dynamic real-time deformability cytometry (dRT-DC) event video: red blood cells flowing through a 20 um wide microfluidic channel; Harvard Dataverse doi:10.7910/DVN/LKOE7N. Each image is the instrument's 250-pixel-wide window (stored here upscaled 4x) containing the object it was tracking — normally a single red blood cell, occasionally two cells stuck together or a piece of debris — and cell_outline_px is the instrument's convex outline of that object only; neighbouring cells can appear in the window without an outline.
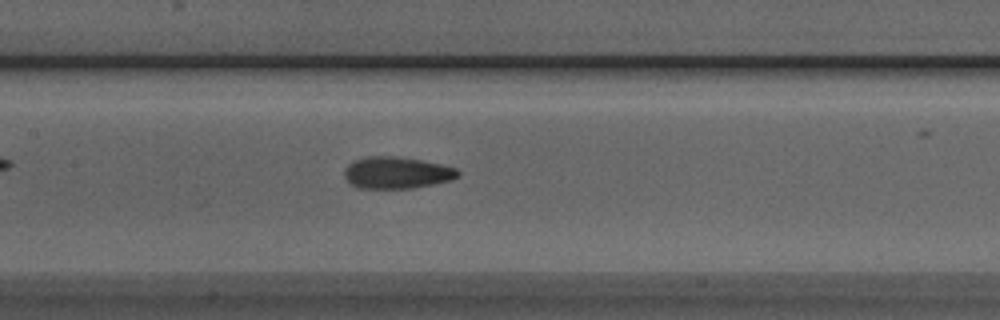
{"species": "Egyptian fruit bat (a non-hibernating species)", "species_latin": "Rousettus aegyptiacus", "temperature_condition": "room temperature", "stored_images_in_passage": 36, "camera_frame_rate_fps": 3000, "um_per_image_px": 0.085, "animal": {"sex": "male"}, "frame": {"image": 1, "passage_image": 13, "time_ms": 4.0, "image_size_px": [1000, 320], "cell_outline_px": [[460, 176], [452, 180], [412, 188], [356, 188], [344, 176], [344, 168], [352, 160], [364, 156], [396, 156], [420, 160], [440, 164], [456, 168], [460, 172]], "centroid_in_image_um": [33.7, 14.67], "position_along_channel_um": 173.7, "area_um2": 21.15}}
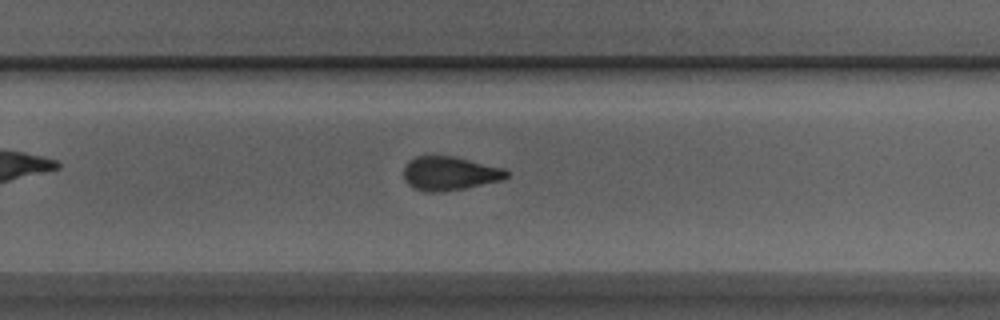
{"frame": {"image": 2, "passage_image": 22, "time_ms": 7.0, "image_size_px": [1000, 320], "cell_outline_px": [[508, 176], [504, 180], [464, 188], [440, 192], [428, 192], [416, 188], [408, 184], [404, 180], [404, 164], [408, 160], [416, 156], [452, 156], [504, 168], [508, 172]], "centroid_in_image_um": [38.21, 14.73], "position_along_channel_um": 291.6, "area_um2": 20.23}}
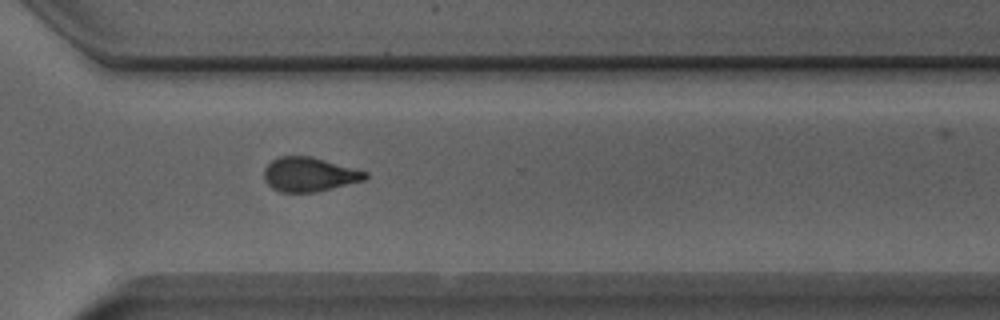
{"frame": {"image": 3, "passage_image": 26, "time_ms": 8.333, "image_size_px": [1000, 320], "cell_outline_px": [[368, 176], [364, 180], [316, 192], [280, 192], [272, 188], [264, 180], [264, 168], [272, 160], [280, 156], [308, 156], [324, 160], [368, 172]], "centroid_in_image_um": [26.26, 14.83], "position_along_channel_um": 344.3, "area_um2": 20.0}, "authors_computed_cell_mechanics": {"area_um2": 20.4612, "velocity_mm_per_s": 3.948, "shape_relaxation_time_tau1_ms": null, "shape_relaxation_time_tau2_ms": 2.0777, "deformation_change_tau1": null, "deformation_change_tau2": 0.0904}}